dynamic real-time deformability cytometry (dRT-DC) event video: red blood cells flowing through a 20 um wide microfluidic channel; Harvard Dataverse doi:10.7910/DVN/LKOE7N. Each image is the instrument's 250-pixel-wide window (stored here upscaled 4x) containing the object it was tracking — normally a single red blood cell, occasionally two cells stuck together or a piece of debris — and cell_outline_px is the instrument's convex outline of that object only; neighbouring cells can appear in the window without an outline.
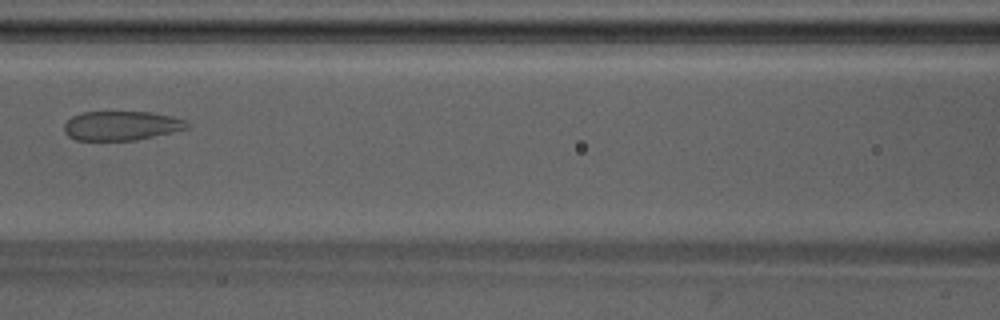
{"species": "Egyptian fruit bat (a non-hibernating species)", "species_latin": "Rousettus aegyptiacus", "temperature_condition": "warm", "stored_images_in_passage": 3, "camera_frame_rate_fps": 3000, "um_per_image_px": 0.085, "animal": {"sex": "male"}, "frame": {"image": 1, "passage_image": 3, "time_ms": 0.667, "image_size_px": [1000, 320], "cell_outline_px": [[192, 128], [136, 140], [76, 140], [68, 136], [64, 132], [64, 124], [72, 116], [80, 112], [152, 112], [172, 116], [184, 120], [192, 124]], "centroid_in_image_um": [10.36, 10.68], "position_along_channel_um": 156.2, "area_um2": 21.21}}